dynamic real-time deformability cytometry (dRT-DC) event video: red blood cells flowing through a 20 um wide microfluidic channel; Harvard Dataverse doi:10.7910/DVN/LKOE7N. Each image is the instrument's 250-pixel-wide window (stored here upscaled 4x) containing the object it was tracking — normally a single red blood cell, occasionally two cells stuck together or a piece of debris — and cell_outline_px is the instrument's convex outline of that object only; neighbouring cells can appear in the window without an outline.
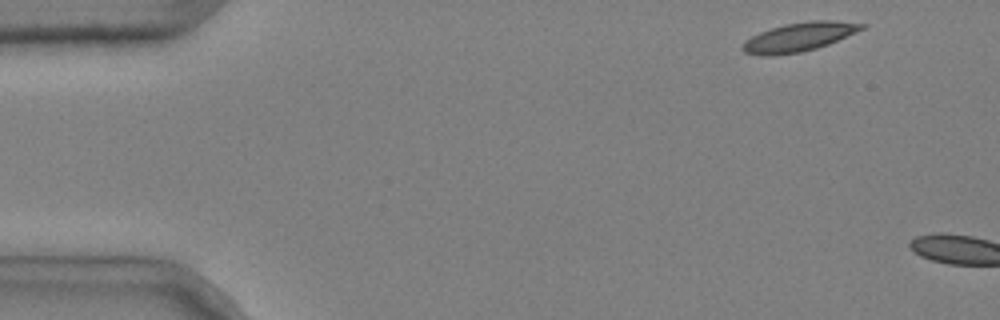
{"species": "common noctule bat (a hibernating species)", "species_latin": "Nyctalus noctula", "temperature_condition": "cold", "stored_images_in_passage": 2, "camera_frame_rate_fps": 3000, "um_per_image_px": 0.085, "animal": {"sex": "male", "body_mass_g": 20.4}, "frame": {"image": 1, "passage_image": 1, "time_ms": 0.0, "image_size_px": [1000, 320], "cell_outline_px": [[868, 24], [864, 28], [856, 32], [828, 44], [816, 48], [800, 52], [768, 56], [764, 56], [744, 52], [740, 48], [744, 40], [760, 32], [784, 24], [812, 20], [832, 20]], "centroid_in_image_um": [67.9, 3.14], "position_along_channel_um": 17.1, "area_um2": 19.94}}